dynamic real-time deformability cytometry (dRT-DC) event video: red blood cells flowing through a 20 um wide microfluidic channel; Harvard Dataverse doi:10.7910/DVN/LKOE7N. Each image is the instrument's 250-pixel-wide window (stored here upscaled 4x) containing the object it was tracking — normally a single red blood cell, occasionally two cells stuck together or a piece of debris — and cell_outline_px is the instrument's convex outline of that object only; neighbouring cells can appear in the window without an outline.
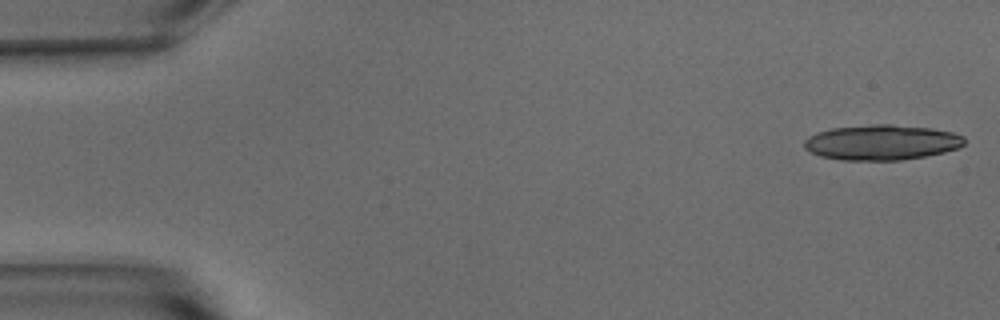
{"species": "common noctule bat (a hibernating species)", "species_latin": "Nyctalus noctula", "temperature_condition": "warm", "stored_images_in_passage": 23, "camera_frame_rate_fps": 3000, "um_per_image_px": 0.085, "animal": {"sex": "male", "body_mass_g": 15.6}, "frame": {"image": 1, "passage_image": 1, "time_ms": 0.0, "image_size_px": [1000, 320], "cell_outline_px": [[964, 144], [960, 148], [944, 152], [924, 156], [900, 160], [840, 160], [820, 156], [808, 152], [804, 148], [804, 140], [808, 136], [816, 132], [832, 128], [872, 124], [892, 124], [932, 128], [952, 132], [964, 136]], "centroid_in_image_um": [74.91, 12.1], "position_along_channel_um": 10.1, "area_um2": 33.18}}